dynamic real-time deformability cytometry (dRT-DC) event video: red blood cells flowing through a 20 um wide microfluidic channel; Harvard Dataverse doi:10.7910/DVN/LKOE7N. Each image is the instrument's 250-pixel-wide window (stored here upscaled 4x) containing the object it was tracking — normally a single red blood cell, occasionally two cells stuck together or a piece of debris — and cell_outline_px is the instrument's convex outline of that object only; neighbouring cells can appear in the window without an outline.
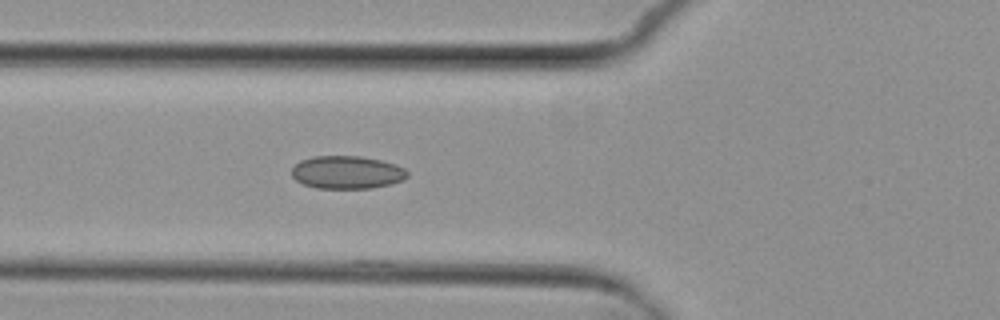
{"species": "common noctule bat (a hibernating species)", "species_latin": "Nyctalus noctula", "temperature_condition": "cold", "stored_images_in_passage": 5, "camera_frame_rate_fps": 3000, "um_per_image_px": 0.085, "animal": {"sex": "female", "body_mass_g": 29.2, "forearm_length_mm": 56.3}, "frame": {"image": 1, "passage_image": 5, "time_ms": 5.667, "image_size_px": [1000, 320], "cell_outline_px": [[408, 176], [404, 180], [392, 184], [372, 188], [316, 188], [304, 184], [296, 180], [292, 176], [292, 168], [300, 160], [312, 156], [360, 156], [380, 160], [396, 164], [404, 168], [408, 172]], "centroid_in_image_um": [29.51, 14.65], "position_along_channel_um": 96.3, "area_um2": 22.31}}